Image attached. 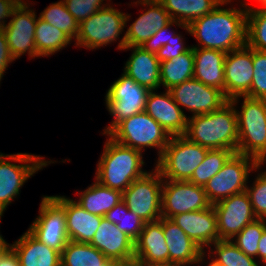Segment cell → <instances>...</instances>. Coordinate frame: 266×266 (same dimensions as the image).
Returning a JSON list of instances; mask_svg holds the SVG:
<instances>
[{"label": "cell", "mask_w": 266, "mask_h": 266, "mask_svg": "<svg viewBox=\"0 0 266 266\" xmlns=\"http://www.w3.org/2000/svg\"><path fill=\"white\" fill-rule=\"evenodd\" d=\"M72 39L40 17L35 26V46L39 57H48L71 44Z\"/></svg>", "instance_id": "32"}, {"label": "cell", "mask_w": 266, "mask_h": 266, "mask_svg": "<svg viewBox=\"0 0 266 266\" xmlns=\"http://www.w3.org/2000/svg\"><path fill=\"white\" fill-rule=\"evenodd\" d=\"M252 186L246 187L254 215L257 219H266V171H259Z\"/></svg>", "instance_id": "40"}, {"label": "cell", "mask_w": 266, "mask_h": 266, "mask_svg": "<svg viewBox=\"0 0 266 266\" xmlns=\"http://www.w3.org/2000/svg\"><path fill=\"white\" fill-rule=\"evenodd\" d=\"M194 52L193 47L177 58L160 62V85L166 90L193 78Z\"/></svg>", "instance_id": "31"}, {"label": "cell", "mask_w": 266, "mask_h": 266, "mask_svg": "<svg viewBox=\"0 0 266 266\" xmlns=\"http://www.w3.org/2000/svg\"><path fill=\"white\" fill-rule=\"evenodd\" d=\"M144 164L142 152L124 146L108 136L94 179L103 186L123 192L134 180L148 172L142 169Z\"/></svg>", "instance_id": "3"}, {"label": "cell", "mask_w": 266, "mask_h": 266, "mask_svg": "<svg viewBox=\"0 0 266 266\" xmlns=\"http://www.w3.org/2000/svg\"><path fill=\"white\" fill-rule=\"evenodd\" d=\"M242 96L228 100L211 113L188 117L184 136L209 150L228 149L237 153L238 118L236 108Z\"/></svg>", "instance_id": "2"}, {"label": "cell", "mask_w": 266, "mask_h": 266, "mask_svg": "<svg viewBox=\"0 0 266 266\" xmlns=\"http://www.w3.org/2000/svg\"><path fill=\"white\" fill-rule=\"evenodd\" d=\"M211 206L202 186L189 181L163 179L162 217L172 219L175 215L203 210Z\"/></svg>", "instance_id": "13"}, {"label": "cell", "mask_w": 266, "mask_h": 266, "mask_svg": "<svg viewBox=\"0 0 266 266\" xmlns=\"http://www.w3.org/2000/svg\"><path fill=\"white\" fill-rule=\"evenodd\" d=\"M259 3V6H266V0H255Z\"/></svg>", "instance_id": "51"}, {"label": "cell", "mask_w": 266, "mask_h": 266, "mask_svg": "<svg viewBox=\"0 0 266 266\" xmlns=\"http://www.w3.org/2000/svg\"><path fill=\"white\" fill-rule=\"evenodd\" d=\"M152 170L141 178L134 180L122 192V201L127 208L144 222H153L162 217L163 178L156 168Z\"/></svg>", "instance_id": "11"}, {"label": "cell", "mask_w": 266, "mask_h": 266, "mask_svg": "<svg viewBox=\"0 0 266 266\" xmlns=\"http://www.w3.org/2000/svg\"><path fill=\"white\" fill-rule=\"evenodd\" d=\"M39 17L76 41L79 32V23L67 10L62 0L47 6L46 9L40 13Z\"/></svg>", "instance_id": "36"}, {"label": "cell", "mask_w": 266, "mask_h": 266, "mask_svg": "<svg viewBox=\"0 0 266 266\" xmlns=\"http://www.w3.org/2000/svg\"><path fill=\"white\" fill-rule=\"evenodd\" d=\"M209 248L210 262L215 266H259L255 258L243 253L231 240H218Z\"/></svg>", "instance_id": "33"}, {"label": "cell", "mask_w": 266, "mask_h": 266, "mask_svg": "<svg viewBox=\"0 0 266 266\" xmlns=\"http://www.w3.org/2000/svg\"><path fill=\"white\" fill-rule=\"evenodd\" d=\"M145 112L158 122L170 136L184 135L187 129V116L172 98L169 90L156 93L150 90Z\"/></svg>", "instance_id": "19"}, {"label": "cell", "mask_w": 266, "mask_h": 266, "mask_svg": "<svg viewBox=\"0 0 266 266\" xmlns=\"http://www.w3.org/2000/svg\"><path fill=\"white\" fill-rule=\"evenodd\" d=\"M104 218L113 222L117 227L130 237L134 242L144 228V222L135 213L131 212L123 201L108 211Z\"/></svg>", "instance_id": "37"}, {"label": "cell", "mask_w": 266, "mask_h": 266, "mask_svg": "<svg viewBox=\"0 0 266 266\" xmlns=\"http://www.w3.org/2000/svg\"><path fill=\"white\" fill-rule=\"evenodd\" d=\"M213 208L219 240H232L246 225L257 219L246 191L215 203Z\"/></svg>", "instance_id": "15"}, {"label": "cell", "mask_w": 266, "mask_h": 266, "mask_svg": "<svg viewBox=\"0 0 266 266\" xmlns=\"http://www.w3.org/2000/svg\"><path fill=\"white\" fill-rule=\"evenodd\" d=\"M0 266H20L19 259L11 248L0 256Z\"/></svg>", "instance_id": "46"}, {"label": "cell", "mask_w": 266, "mask_h": 266, "mask_svg": "<svg viewBox=\"0 0 266 266\" xmlns=\"http://www.w3.org/2000/svg\"><path fill=\"white\" fill-rule=\"evenodd\" d=\"M234 153V151L228 149L208 150L204 161L196 168L188 181L204 187L222 169Z\"/></svg>", "instance_id": "34"}, {"label": "cell", "mask_w": 266, "mask_h": 266, "mask_svg": "<svg viewBox=\"0 0 266 266\" xmlns=\"http://www.w3.org/2000/svg\"><path fill=\"white\" fill-rule=\"evenodd\" d=\"M11 17L3 31L12 57L16 60L25 53H28L31 59L39 57L35 46V26L38 17L36 12L30 9V2L22 0Z\"/></svg>", "instance_id": "14"}, {"label": "cell", "mask_w": 266, "mask_h": 266, "mask_svg": "<svg viewBox=\"0 0 266 266\" xmlns=\"http://www.w3.org/2000/svg\"><path fill=\"white\" fill-rule=\"evenodd\" d=\"M172 220L204 252V248L219 240L217 216L213 205L203 210L175 215Z\"/></svg>", "instance_id": "20"}, {"label": "cell", "mask_w": 266, "mask_h": 266, "mask_svg": "<svg viewBox=\"0 0 266 266\" xmlns=\"http://www.w3.org/2000/svg\"><path fill=\"white\" fill-rule=\"evenodd\" d=\"M51 163L54 161H46L40 155L0 153V215H3L7 206L19 195L24 183Z\"/></svg>", "instance_id": "8"}, {"label": "cell", "mask_w": 266, "mask_h": 266, "mask_svg": "<svg viewBox=\"0 0 266 266\" xmlns=\"http://www.w3.org/2000/svg\"><path fill=\"white\" fill-rule=\"evenodd\" d=\"M193 52V77L209 87L219 89L225 96L224 60L227 53L205 48H193Z\"/></svg>", "instance_id": "26"}, {"label": "cell", "mask_w": 266, "mask_h": 266, "mask_svg": "<svg viewBox=\"0 0 266 266\" xmlns=\"http://www.w3.org/2000/svg\"><path fill=\"white\" fill-rule=\"evenodd\" d=\"M130 50L132 54L126 61L124 73L139 85L149 90L160 88V62L156 54L148 52L142 46H125L123 50Z\"/></svg>", "instance_id": "25"}, {"label": "cell", "mask_w": 266, "mask_h": 266, "mask_svg": "<svg viewBox=\"0 0 266 266\" xmlns=\"http://www.w3.org/2000/svg\"><path fill=\"white\" fill-rule=\"evenodd\" d=\"M52 197L64 208L69 240L78 243H90L103 216L89 213L75 200L66 196L53 195Z\"/></svg>", "instance_id": "22"}, {"label": "cell", "mask_w": 266, "mask_h": 266, "mask_svg": "<svg viewBox=\"0 0 266 266\" xmlns=\"http://www.w3.org/2000/svg\"><path fill=\"white\" fill-rule=\"evenodd\" d=\"M113 266H140V263L137 259H131L127 261H117Z\"/></svg>", "instance_id": "48"}, {"label": "cell", "mask_w": 266, "mask_h": 266, "mask_svg": "<svg viewBox=\"0 0 266 266\" xmlns=\"http://www.w3.org/2000/svg\"><path fill=\"white\" fill-rule=\"evenodd\" d=\"M107 136L140 152H144L147 147L157 148L158 159L171 138L165 129L145 111L122 120Z\"/></svg>", "instance_id": "5"}, {"label": "cell", "mask_w": 266, "mask_h": 266, "mask_svg": "<svg viewBox=\"0 0 266 266\" xmlns=\"http://www.w3.org/2000/svg\"><path fill=\"white\" fill-rule=\"evenodd\" d=\"M10 248L20 266H61V253L40 242L28 230Z\"/></svg>", "instance_id": "27"}, {"label": "cell", "mask_w": 266, "mask_h": 266, "mask_svg": "<svg viewBox=\"0 0 266 266\" xmlns=\"http://www.w3.org/2000/svg\"><path fill=\"white\" fill-rule=\"evenodd\" d=\"M134 258L139 263L169 262V250L163 233V217L144 224L135 241Z\"/></svg>", "instance_id": "24"}, {"label": "cell", "mask_w": 266, "mask_h": 266, "mask_svg": "<svg viewBox=\"0 0 266 266\" xmlns=\"http://www.w3.org/2000/svg\"><path fill=\"white\" fill-rule=\"evenodd\" d=\"M175 22L184 25L212 12L223 0H158Z\"/></svg>", "instance_id": "29"}, {"label": "cell", "mask_w": 266, "mask_h": 266, "mask_svg": "<svg viewBox=\"0 0 266 266\" xmlns=\"http://www.w3.org/2000/svg\"><path fill=\"white\" fill-rule=\"evenodd\" d=\"M22 0H0V30L6 27V20Z\"/></svg>", "instance_id": "45"}, {"label": "cell", "mask_w": 266, "mask_h": 266, "mask_svg": "<svg viewBox=\"0 0 266 266\" xmlns=\"http://www.w3.org/2000/svg\"><path fill=\"white\" fill-rule=\"evenodd\" d=\"M3 215H0V221ZM1 224V223H0ZM8 249H10V244L3 239V236L0 234V256L3 255Z\"/></svg>", "instance_id": "49"}, {"label": "cell", "mask_w": 266, "mask_h": 266, "mask_svg": "<svg viewBox=\"0 0 266 266\" xmlns=\"http://www.w3.org/2000/svg\"><path fill=\"white\" fill-rule=\"evenodd\" d=\"M67 10L73 15L75 20L80 24L99 9L104 8V0H62ZM106 1V0H105Z\"/></svg>", "instance_id": "41"}, {"label": "cell", "mask_w": 266, "mask_h": 266, "mask_svg": "<svg viewBox=\"0 0 266 266\" xmlns=\"http://www.w3.org/2000/svg\"><path fill=\"white\" fill-rule=\"evenodd\" d=\"M209 149L188 140L184 135L171 136L156 161L155 168L164 180L188 181L204 161Z\"/></svg>", "instance_id": "6"}, {"label": "cell", "mask_w": 266, "mask_h": 266, "mask_svg": "<svg viewBox=\"0 0 266 266\" xmlns=\"http://www.w3.org/2000/svg\"><path fill=\"white\" fill-rule=\"evenodd\" d=\"M140 266H185V265L165 262V263H140Z\"/></svg>", "instance_id": "50"}, {"label": "cell", "mask_w": 266, "mask_h": 266, "mask_svg": "<svg viewBox=\"0 0 266 266\" xmlns=\"http://www.w3.org/2000/svg\"><path fill=\"white\" fill-rule=\"evenodd\" d=\"M149 91L123 72L106 92V108L114 118L102 134L107 135L122 120L145 111Z\"/></svg>", "instance_id": "10"}, {"label": "cell", "mask_w": 266, "mask_h": 266, "mask_svg": "<svg viewBox=\"0 0 266 266\" xmlns=\"http://www.w3.org/2000/svg\"><path fill=\"white\" fill-rule=\"evenodd\" d=\"M15 59L12 57L11 53L9 52V47L7 44V39L5 33L0 30V82L1 79L4 77V73L7 70L9 64H11Z\"/></svg>", "instance_id": "44"}, {"label": "cell", "mask_w": 266, "mask_h": 266, "mask_svg": "<svg viewBox=\"0 0 266 266\" xmlns=\"http://www.w3.org/2000/svg\"><path fill=\"white\" fill-rule=\"evenodd\" d=\"M241 110H237V153L266 162V100L243 96Z\"/></svg>", "instance_id": "4"}, {"label": "cell", "mask_w": 266, "mask_h": 266, "mask_svg": "<svg viewBox=\"0 0 266 266\" xmlns=\"http://www.w3.org/2000/svg\"><path fill=\"white\" fill-rule=\"evenodd\" d=\"M254 158L234 153L222 169L203 187L212 205L235 194L246 191L249 174L261 170Z\"/></svg>", "instance_id": "9"}, {"label": "cell", "mask_w": 266, "mask_h": 266, "mask_svg": "<svg viewBox=\"0 0 266 266\" xmlns=\"http://www.w3.org/2000/svg\"><path fill=\"white\" fill-rule=\"evenodd\" d=\"M207 266H215L214 264H212L211 262H209V264Z\"/></svg>", "instance_id": "52"}, {"label": "cell", "mask_w": 266, "mask_h": 266, "mask_svg": "<svg viewBox=\"0 0 266 266\" xmlns=\"http://www.w3.org/2000/svg\"><path fill=\"white\" fill-rule=\"evenodd\" d=\"M163 233L169 250V262L185 266L203 263L206 252L200 249L171 218L163 217Z\"/></svg>", "instance_id": "23"}, {"label": "cell", "mask_w": 266, "mask_h": 266, "mask_svg": "<svg viewBox=\"0 0 266 266\" xmlns=\"http://www.w3.org/2000/svg\"><path fill=\"white\" fill-rule=\"evenodd\" d=\"M176 25L183 28L188 33L190 32L189 25H184L181 22L172 21L167 26L163 27L161 30H157L156 33L148 39L142 47L148 52L156 54L161 47L167 45V43L176 35V32H170L169 29L171 26Z\"/></svg>", "instance_id": "42"}, {"label": "cell", "mask_w": 266, "mask_h": 266, "mask_svg": "<svg viewBox=\"0 0 266 266\" xmlns=\"http://www.w3.org/2000/svg\"><path fill=\"white\" fill-rule=\"evenodd\" d=\"M232 0H223L212 12L189 24L192 36L198 41L193 48L217 49L226 53L246 45L247 8H224ZM223 6V8H221Z\"/></svg>", "instance_id": "1"}, {"label": "cell", "mask_w": 266, "mask_h": 266, "mask_svg": "<svg viewBox=\"0 0 266 266\" xmlns=\"http://www.w3.org/2000/svg\"><path fill=\"white\" fill-rule=\"evenodd\" d=\"M253 78L247 97L266 100V52L253 49Z\"/></svg>", "instance_id": "39"}, {"label": "cell", "mask_w": 266, "mask_h": 266, "mask_svg": "<svg viewBox=\"0 0 266 266\" xmlns=\"http://www.w3.org/2000/svg\"><path fill=\"white\" fill-rule=\"evenodd\" d=\"M80 192L76 193L80 197L75 202L89 213L98 216L104 217L108 211L122 201V192L103 186L97 180L86 190Z\"/></svg>", "instance_id": "28"}, {"label": "cell", "mask_w": 266, "mask_h": 266, "mask_svg": "<svg viewBox=\"0 0 266 266\" xmlns=\"http://www.w3.org/2000/svg\"><path fill=\"white\" fill-rule=\"evenodd\" d=\"M90 244L101 251L109 260L117 262L134 259L135 242L116 224L104 217Z\"/></svg>", "instance_id": "21"}, {"label": "cell", "mask_w": 266, "mask_h": 266, "mask_svg": "<svg viewBox=\"0 0 266 266\" xmlns=\"http://www.w3.org/2000/svg\"><path fill=\"white\" fill-rule=\"evenodd\" d=\"M191 47L192 46H186V44H184L182 35L176 33V35L172 37L167 45H164L159 49V51L156 53V56L159 62H164L172 58H177L179 55L188 51Z\"/></svg>", "instance_id": "43"}, {"label": "cell", "mask_w": 266, "mask_h": 266, "mask_svg": "<svg viewBox=\"0 0 266 266\" xmlns=\"http://www.w3.org/2000/svg\"><path fill=\"white\" fill-rule=\"evenodd\" d=\"M108 4L79 24V32L75 41L76 47L90 50L107 46L116 42L127 27L131 15Z\"/></svg>", "instance_id": "7"}, {"label": "cell", "mask_w": 266, "mask_h": 266, "mask_svg": "<svg viewBox=\"0 0 266 266\" xmlns=\"http://www.w3.org/2000/svg\"><path fill=\"white\" fill-rule=\"evenodd\" d=\"M134 5L146 6L145 12L127 28L117 49L123 50L125 46H142L157 30L170 24L173 20L158 0H137ZM148 7V8H147Z\"/></svg>", "instance_id": "17"}, {"label": "cell", "mask_w": 266, "mask_h": 266, "mask_svg": "<svg viewBox=\"0 0 266 266\" xmlns=\"http://www.w3.org/2000/svg\"><path fill=\"white\" fill-rule=\"evenodd\" d=\"M258 258L260 259L261 263L266 265V228L261 235L258 247Z\"/></svg>", "instance_id": "47"}, {"label": "cell", "mask_w": 266, "mask_h": 266, "mask_svg": "<svg viewBox=\"0 0 266 266\" xmlns=\"http://www.w3.org/2000/svg\"><path fill=\"white\" fill-rule=\"evenodd\" d=\"M253 69V49L247 44L226 54L224 79L227 100L249 94Z\"/></svg>", "instance_id": "18"}, {"label": "cell", "mask_w": 266, "mask_h": 266, "mask_svg": "<svg viewBox=\"0 0 266 266\" xmlns=\"http://www.w3.org/2000/svg\"><path fill=\"white\" fill-rule=\"evenodd\" d=\"M266 219H256L246 225L231 241L246 255L258 258V247Z\"/></svg>", "instance_id": "38"}, {"label": "cell", "mask_w": 266, "mask_h": 266, "mask_svg": "<svg viewBox=\"0 0 266 266\" xmlns=\"http://www.w3.org/2000/svg\"><path fill=\"white\" fill-rule=\"evenodd\" d=\"M169 92L176 104L192 112V116L211 113L228 101L219 89L209 87L194 77L172 87Z\"/></svg>", "instance_id": "16"}, {"label": "cell", "mask_w": 266, "mask_h": 266, "mask_svg": "<svg viewBox=\"0 0 266 266\" xmlns=\"http://www.w3.org/2000/svg\"><path fill=\"white\" fill-rule=\"evenodd\" d=\"M115 262L90 243L69 240L61 253V266H113Z\"/></svg>", "instance_id": "30"}, {"label": "cell", "mask_w": 266, "mask_h": 266, "mask_svg": "<svg viewBox=\"0 0 266 266\" xmlns=\"http://www.w3.org/2000/svg\"><path fill=\"white\" fill-rule=\"evenodd\" d=\"M246 44L258 51L266 52V6L247 8Z\"/></svg>", "instance_id": "35"}, {"label": "cell", "mask_w": 266, "mask_h": 266, "mask_svg": "<svg viewBox=\"0 0 266 266\" xmlns=\"http://www.w3.org/2000/svg\"><path fill=\"white\" fill-rule=\"evenodd\" d=\"M39 208V216L28 231L40 242L62 253L69 241L64 208L52 196H43Z\"/></svg>", "instance_id": "12"}]
</instances>
